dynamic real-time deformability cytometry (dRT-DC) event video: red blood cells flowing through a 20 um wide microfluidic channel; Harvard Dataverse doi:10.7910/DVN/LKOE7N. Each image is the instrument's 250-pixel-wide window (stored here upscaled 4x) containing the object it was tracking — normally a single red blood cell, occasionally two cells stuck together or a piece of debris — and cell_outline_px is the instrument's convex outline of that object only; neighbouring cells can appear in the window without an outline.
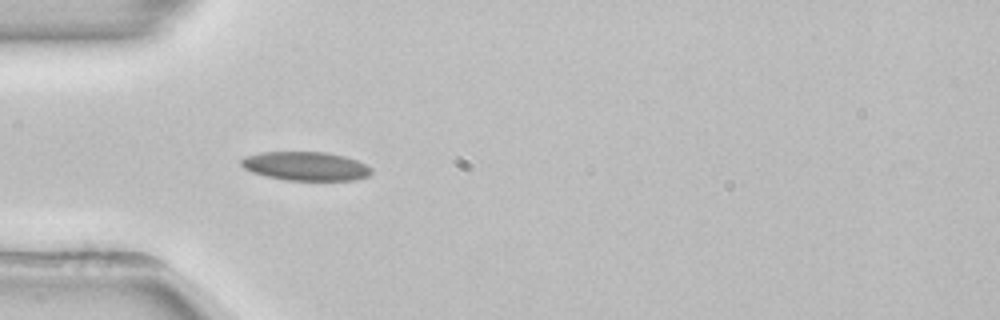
{"species": "common noctule bat (a hibernating species)", "species_latin": "Nyctalus noctula", "temperature_condition": "room temperature", "stored_images_in_passage": 53, "camera_frame_rate_fps": 3000, "um_per_image_px": 0.085, "animal": {"sex": "female", "body_mass_g": 22.7, "forearm_length_mm": 54.2}, "frame": {"image": 1, "passage_image": 16, "time_ms": 5.0, "image_size_px": [1000, 320], "cell_outline_px": [[372, 172], [368, 176], [356, 180], [288, 180], [264, 176], [252, 172], [244, 168], [240, 164], [240, 160], [244, 156], [260, 152], [328, 152], [344, 156], [356, 160], [372, 168]], "centroid_in_image_um": [25.96, 14.12], "position_along_channel_um": 59.0, "area_um2": 21.96}, "authors_computed_cell_mechanics": {"area_um2": 20.9814, "velocity_mm_per_s": 3.8573, "shape_relaxation_time_tau1_ms": null, "shape_relaxation_time_tau2_ms": 5.3159, "deformation_change_tau1": null, "deformation_change_tau2": 0.0996}}